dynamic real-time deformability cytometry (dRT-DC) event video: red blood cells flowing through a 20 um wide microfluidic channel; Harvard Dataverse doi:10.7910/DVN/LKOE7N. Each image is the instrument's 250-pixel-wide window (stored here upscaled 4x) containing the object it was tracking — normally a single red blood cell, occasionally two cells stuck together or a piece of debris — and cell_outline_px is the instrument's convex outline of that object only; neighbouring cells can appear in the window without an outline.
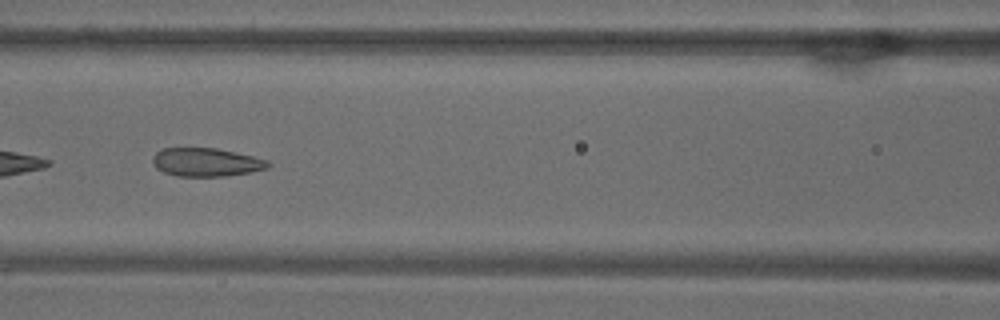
{"species": "common noctule bat (a hibernating species)", "species_latin": "Nyctalus noctula", "temperature_condition": "warm", "stored_images_in_passage": 13, "camera_frame_rate_fps": 3000, "um_per_image_px": 0.085, "animal": {"sex": "male", "body_mass_g": 18.8}, "frame": {"image": 1, "passage_image": 7, "time_ms": 2.0, "image_size_px": [1000, 320], "cell_outline_px": [[272, 164], [268, 168], [248, 172], [224, 176], [176, 176], [164, 172], [156, 168], [152, 164], [152, 156], [160, 148], [216, 148], [236, 152], [268, 160]], "centroid_in_image_um": [17.49, 13.78], "position_along_channel_um": 149.1, "area_um2": 19.19}}
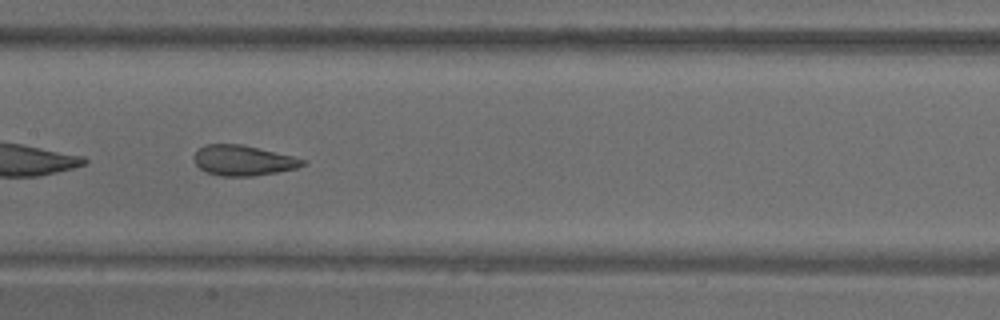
{"frame": {"image": 2, "passage_image": 10, "time_ms": 3.0, "image_size_px": [1000, 320], "cell_outline_px": [[308, 164], [296, 168], [276, 172], [252, 176], [220, 176], [208, 172], [200, 168], [196, 164], [192, 156], [204, 144], [240, 144], [292, 156], [308, 160]], "centroid_in_image_um": [20.67, 13.64], "position_along_channel_um": 186.7, "area_um2": 19.07}}